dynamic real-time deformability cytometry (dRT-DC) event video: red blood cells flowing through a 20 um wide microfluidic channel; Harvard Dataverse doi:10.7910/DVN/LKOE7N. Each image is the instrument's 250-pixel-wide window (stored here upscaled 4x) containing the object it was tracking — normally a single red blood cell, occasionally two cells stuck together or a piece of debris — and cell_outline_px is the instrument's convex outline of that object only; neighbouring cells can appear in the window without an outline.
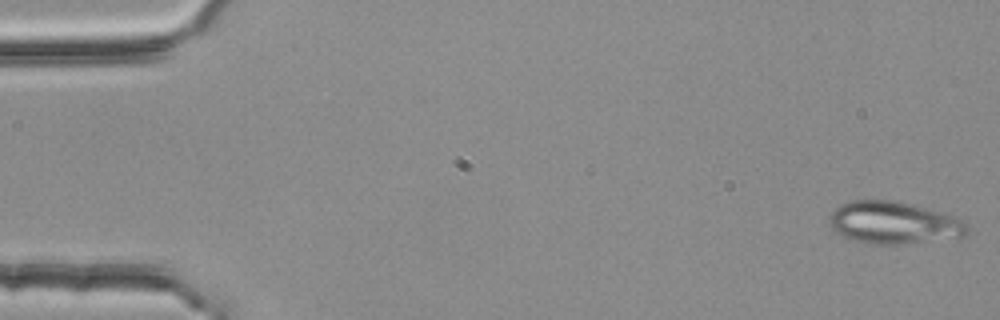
{"species": "common noctule bat (a hibernating species)", "species_latin": "Nyctalus noctula", "temperature_condition": "room temperature", "stored_images_in_passage": 53, "camera_frame_rate_fps": 3000, "um_per_image_px": 0.085, "animal": {"sex": "female", "body_mass_g": 25.1}, "frame": {"image": 1, "passage_image": 1, "time_ms": 0.0, "image_size_px": [1000, 320], "cell_outline_px": [[968, 236], [896, 244], [872, 244], [840, 236], [832, 228], [828, 216], [840, 204], [852, 200], [896, 200], [952, 216], [968, 224]], "centroid_in_image_um": [75.93, 18.93], "position_along_channel_um": 9.1, "area_um2": 33.58}}
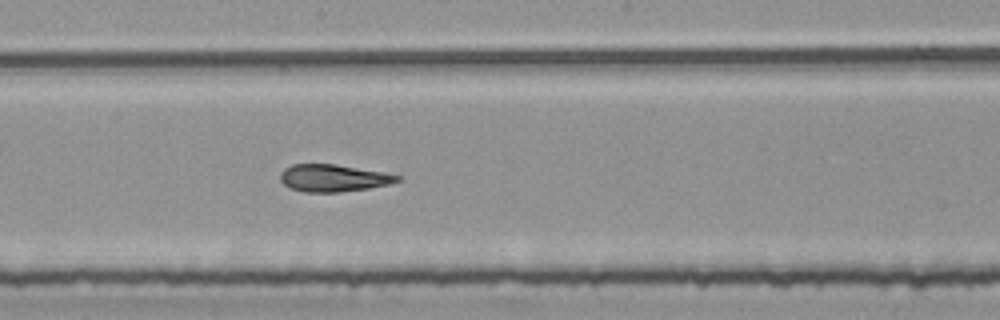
{"frame": {"image": 2, "passage_image": 29, "time_ms": 9.333, "image_size_px": [1000, 320], "cell_outline_px": [[400, 180], [388, 184], [368, 188], [340, 192], [304, 192], [292, 188], [284, 184], [280, 180], [280, 172], [284, 168], [292, 164], [336, 164], [384, 172], [400, 176]], "centroid_in_image_um": [28.31, 15.12], "position_along_channel_um": 219.9, "area_um2": 18.5}}
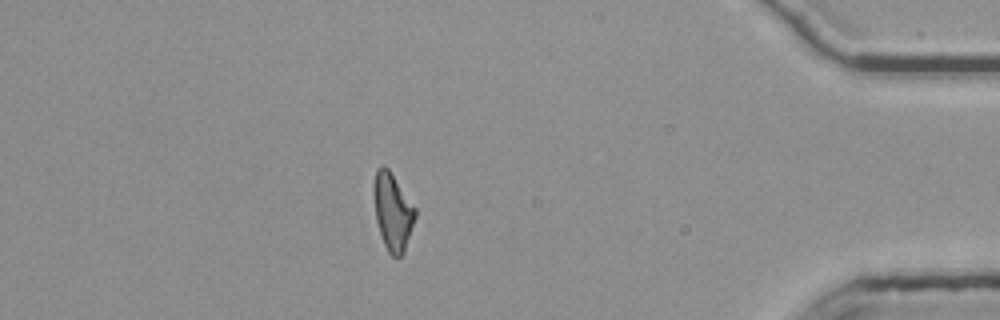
{"frame": {"image": 3, "passage_image": 47, "time_ms": 15.333, "image_size_px": [1000, 320], "cell_outline_px": [[416, 216], [404, 252], [400, 256], [392, 256], [388, 252], [384, 244], [376, 220], [372, 192], [372, 188], [376, 168], [380, 164], [384, 164], [388, 168], [416, 208]], "centroid_in_image_um": [33.35, 17.94], "position_along_channel_um": 401.8, "area_um2": 18.79}, "authors_computed_cell_mechanics": {"area_um2": 19.4208, "velocity_mm_per_s": 3.7972, "shape_relaxation_time_tau1_ms": null, "shape_relaxation_time_tau2_ms": 3.0091, "deformation_change_tau1": null, "deformation_change_tau2": 0.1295}}